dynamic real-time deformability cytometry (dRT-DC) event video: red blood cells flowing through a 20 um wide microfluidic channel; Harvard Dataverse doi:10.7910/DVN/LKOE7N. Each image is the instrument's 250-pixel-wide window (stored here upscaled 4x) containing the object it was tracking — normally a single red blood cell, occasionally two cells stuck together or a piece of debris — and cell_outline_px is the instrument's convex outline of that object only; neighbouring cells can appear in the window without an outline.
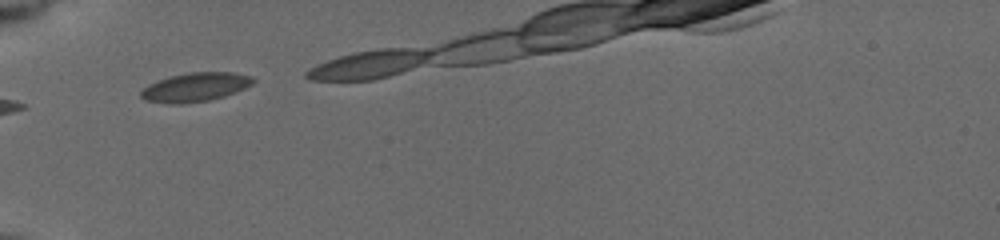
{"species": "common noctule bat (a hibernating species)", "species_latin": "Nyctalus noctula", "temperature_condition": "cold", "stored_images_in_passage": 4, "camera_frame_rate_fps": 3000, "um_per_image_px": 0.085, "animal": {"sex": "female", "body_mass_g": 19.5, "forearm_length_mm": 54.1}, "frame": {"image": 1, "passage_image": 1, "time_ms": 0.0, "image_size_px": [1000, 240], "cell_outline_px": [[256, 80], [252, 84], [244, 88], [224, 96], [208, 100], [180, 104], [172, 104], [144, 100], [140, 96], [140, 92], [148, 84], [156, 80], [168, 76], [188, 72], [236, 72], [252, 76]], "centroid_in_image_um": [16.58, 7.39], "position_along_channel_um": 68.4, "area_um2": 19.02}}